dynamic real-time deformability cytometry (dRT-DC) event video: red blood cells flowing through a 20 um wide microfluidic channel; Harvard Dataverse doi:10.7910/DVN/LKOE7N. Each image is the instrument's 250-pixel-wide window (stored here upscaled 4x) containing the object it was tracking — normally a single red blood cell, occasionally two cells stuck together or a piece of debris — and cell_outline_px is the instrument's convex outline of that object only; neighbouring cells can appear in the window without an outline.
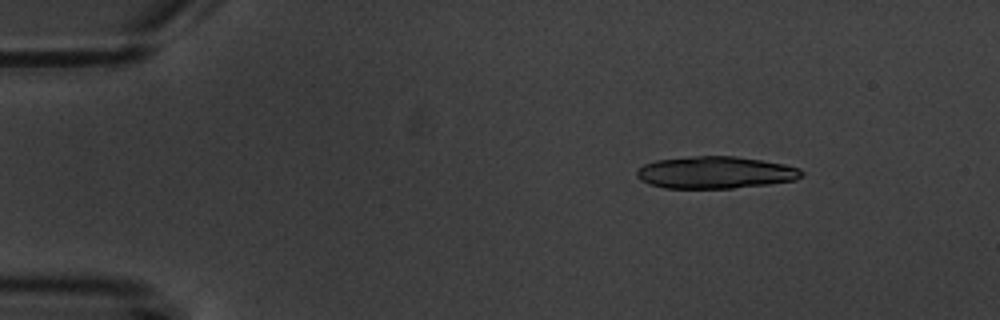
{"species": "common noctule bat (a hibernating species)", "species_latin": "Nyctalus noctula", "temperature_condition": "warm", "stored_images_in_passage": 5, "camera_frame_rate_fps": 3000, "um_per_image_px": 0.085, "animal": {"sex": "male", "body_mass_g": 20.1, "forearm_length_mm": 53.5}, "frame": {"image": 1, "passage_image": 3, "time_ms": 2.333, "image_size_px": [1000, 320], "cell_outline_px": [[804, 176], [796, 180], [768, 184], [732, 188], [664, 188], [640, 180], [636, 176], [636, 172], [644, 164], [656, 160], [692, 156], [736, 156], [784, 164], [800, 168], [804, 172]], "centroid_in_image_um": [60.83, 14.66], "position_along_channel_um": 24.2, "area_um2": 30.87}}